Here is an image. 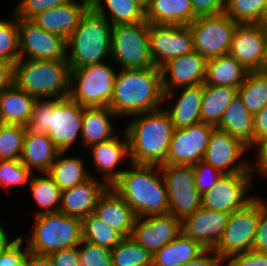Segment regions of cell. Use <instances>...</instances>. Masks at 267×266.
Instances as JSON below:
<instances>
[{"label":"cell","instance_id":"obj_1","mask_svg":"<svg viewBox=\"0 0 267 266\" xmlns=\"http://www.w3.org/2000/svg\"><path fill=\"white\" fill-rule=\"evenodd\" d=\"M164 101L161 68L122 69L116 74L109 107L117 116H132L162 109Z\"/></svg>","mask_w":267,"mask_h":266},{"label":"cell","instance_id":"obj_2","mask_svg":"<svg viewBox=\"0 0 267 266\" xmlns=\"http://www.w3.org/2000/svg\"><path fill=\"white\" fill-rule=\"evenodd\" d=\"M110 186L131 207L137 217L167 214L168 193L158 165L131 163Z\"/></svg>","mask_w":267,"mask_h":266},{"label":"cell","instance_id":"obj_3","mask_svg":"<svg viewBox=\"0 0 267 266\" xmlns=\"http://www.w3.org/2000/svg\"><path fill=\"white\" fill-rule=\"evenodd\" d=\"M132 116L135 119L125 128L131 162L158 166L166 164L174 132L170 116L163 108Z\"/></svg>","mask_w":267,"mask_h":266},{"label":"cell","instance_id":"obj_4","mask_svg":"<svg viewBox=\"0 0 267 266\" xmlns=\"http://www.w3.org/2000/svg\"><path fill=\"white\" fill-rule=\"evenodd\" d=\"M84 107L69 97L64 99H37L33 105L27 130L47 134L61 152L81 135Z\"/></svg>","mask_w":267,"mask_h":266},{"label":"cell","instance_id":"obj_5","mask_svg":"<svg viewBox=\"0 0 267 266\" xmlns=\"http://www.w3.org/2000/svg\"><path fill=\"white\" fill-rule=\"evenodd\" d=\"M14 83L36 99H64L69 96L70 66L67 60L19 59Z\"/></svg>","mask_w":267,"mask_h":266},{"label":"cell","instance_id":"obj_6","mask_svg":"<svg viewBox=\"0 0 267 266\" xmlns=\"http://www.w3.org/2000/svg\"><path fill=\"white\" fill-rule=\"evenodd\" d=\"M112 28L113 25L105 17L90 7L67 41L70 69L101 63L105 57H110Z\"/></svg>","mask_w":267,"mask_h":266},{"label":"cell","instance_id":"obj_7","mask_svg":"<svg viewBox=\"0 0 267 266\" xmlns=\"http://www.w3.org/2000/svg\"><path fill=\"white\" fill-rule=\"evenodd\" d=\"M34 231L28 251L37 255L78 246L82 239V220L61 212L35 215Z\"/></svg>","mask_w":267,"mask_h":266},{"label":"cell","instance_id":"obj_8","mask_svg":"<svg viewBox=\"0 0 267 266\" xmlns=\"http://www.w3.org/2000/svg\"><path fill=\"white\" fill-rule=\"evenodd\" d=\"M116 74L104 62L72 68L68 97L83 107H109Z\"/></svg>","mask_w":267,"mask_h":266},{"label":"cell","instance_id":"obj_9","mask_svg":"<svg viewBox=\"0 0 267 266\" xmlns=\"http://www.w3.org/2000/svg\"><path fill=\"white\" fill-rule=\"evenodd\" d=\"M110 57L122 69L155 66L150 54L149 23L113 25Z\"/></svg>","mask_w":267,"mask_h":266},{"label":"cell","instance_id":"obj_10","mask_svg":"<svg viewBox=\"0 0 267 266\" xmlns=\"http://www.w3.org/2000/svg\"><path fill=\"white\" fill-rule=\"evenodd\" d=\"M261 210L262 199L254 196L244 207L229 215L221 239L213 249L222 260L252 250Z\"/></svg>","mask_w":267,"mask_h":266},{"label":"cell","instance_id":"obj_11","mask_svg":"<svg viewBox=\"0 0 267 266\" xmlns=\"http://www.w3.org/2000/svg\"><path fill=\"white\" fill-rule=\"evenodd\" d=\"M194 48L206 60L227 55L238 23L225 12L205 17H197L191 24Z\"/></svg>","mask_w":267,"mask_h":266},{"label":"cell","instance_id":"obj_12","mask_svg":"<svg viewBox=\"0 0 267 266\" xmlns=\"http://www.w3.org/2000/svg\"><path fill=\"white\" fill-rule=\"evenodd\" d=\"M166 190L169 210L181 221L201 208V194L196 189L194 169L191 165H160Z\"/></svg>","mask_w":267,"mask_h":266},{"label":"cell","instance_id":"obj_13","mask_svg":"<svg viewBox=\"0 0 267 266\" xmlns=\"http://www.w3.org/2000/svg\"><path fill=\"white\" fill-rule=\"evenodd\" d=\"M150 54L156 67L195 50L189 25L149 24Z\"/></svg>","mask_w":267,"mask_h":266},{"label":"cell","instance_id":"obj_14","mask_svg":"<svg viewBox=\"0 0 267 266\" xmlns=\"http://www.w3.org/2000/svg\"><path fill=\"white\" fill-rule=\"evenodd\" d=\"M251 173L224 174L214 187L201 195V207L228 214L244 207L254 198L247 196L252 185Z\"/></svg>","mask_w":267,"mask_h":266},{"label":"cell","instance_id":"obj_15","mask_svg":"<svg viewBox=\"0 0 267 266\" xmlns=\"http://www.w3.org/2000/svg\"><path fill=\"white\" fill-rule=\"evenodd\" d=\"M20 59L67 60V41L32 20L18 19Z\"/></svg>","mask_w":267,"mask_h":266},{"label":"cell","instance_id":"obj_16","mask_svg":"<svg viewBox=\"0 0 267 266\" xmlns=\"http://www.w3.org/2000/svg\"><path fill=\"white\" fill-rule=\"evenodd\" d=\"M214 126L199 122L183 129H174L166 164L195 165L203 161Z\"/></svg>","mask_w":267,"mask_h":266},{"label":"cell","instance_id":"obj_17","mask_svg":"<svg viewBox=\"0 0 267 266\" xmlns=\"http://www.w3.org/2000/svg\"><path fill=\"white\" fill-rule=\"evenodd\" d=\"M248 149L231 134L215 128L210 135L203 161L222 174L252 172L250 163L239 159Z\"/></svg>","mask_w":267,"mask_h":266},{"label":"cell","instance_id":"obj_18","mask_svg":"<svg viewBox=\"0 0 267 266\" xmlns=\"http://www.w3.org/2000/svg\"><path fill=\"white\" fill-rule=\"evenodd\" d=\"M229 54L248 72L266 70V33L263 24H238Z\"/></svg>","mask_w":267,"mask_h":266},{"label":"cell","instance_id":"obj_19","mask_svg":"<svg viewBox=\"0 0 267 266\" xmlns=\"http://www.w3.org/2000/svg\"><path fill=\"white\" fill-rule=\"evenodd\" d=\"M206 65L207 60L195 50L165 63L161 67L164 100L173 97L174 89L204 83Z\"/></svg>","mask_w":267,"mask_h":266},{"label":"cell","instance_id":"obj_20","mask_svg":"<svg viewBox=\"0 0 267 266\" xmlns=\"http://www.w3.org/2000/svg\"><path fill=\"white\" fill-rule=\"evenodd\" d=\"M181 233V220L167 213L137 217L131 237L153 255Z\"/></svg>","mask_w":267,"mask_h":266},{"label":"cell","instance_id":"obj_21","mask_svg":"<svg viewBox=\"0 0 267 266\" xmlns=\"http://www.w3.org/2000/svg\"><path fill=\"white\" fill-rule=\"evenodd\" d=\"M229 215L201 207L181 221L182 233L205 249H214L226 228Z\"/></svg>","mask_w":267,"mask_h":266},{"label":"cell","instance_id":"obj_22","mask_svg":"<svg viewBox=\"0 0 267 266\" xmlns=\"http://www.w3.org/2000/svg\"><path fill=\"white\" fill-rule=\"evenodd\" d=\"M89 8L90 0H81L80 3L71 0L68 3L39 13L31 20L45 31L68 41L77 28L81 17Z\"/></svg>","mask_w":267,"mask_h":266},{"label":"cell","instance_id":"obj_23","mask_svg":"<svg viewBox=\"0 0 267 266\" xmlns=\"http://www.w3.org/2000/svg\"><path fill=\"white\" fill-rule=\"evenodd\" d=\"M108 187L106 181L91 176L73 188L62 191L59 212L82 220L94 212L99 198Z\"/></svg>","mask_w":267,"mask_h":266},{"label":"cell","instance_id":"obj_24","mask_svg":"<svg viewBox=\"0 0 267 266\" xmlns=\"http://www.w3.org/2000/svg\"><path fill=\"white\" fill-rule=\"evenodd\" d=\"M93 214L124 237H131L137 216L110 186L99 198Z\"/></svg>","mask_w":267,"mask_h":266},{"label":"cell","instance_id":"obj_25","mask_svg":"<svg viewBox=\"0 0 267 266\" xmlns=\"http://www.w3.org/2000/svg\"><path fill=\"white\" fill-rule=\"evenodd\" d=\"M123 141L115 135L107 141L96 143L89 148L92 152L93 164L96 170L102 171L105 175L104 181L111 186L116 179L125 171L117 170L119 163L129 156L128 138L125 133ZM106 179V180H105Z\"/></svg>","mask_w":267,"mask_h":266},{"label":"cell","instance_id":"obj_26","mask_svg":"<svg viewBox=\"0 0 267 266\" xmlns=\"http://www.w3.org/2000/svg\"><path fill=\"white\" fill-rule=\"evenodd\" d=\"M61 151L47 134L26 131L20 161L32 172L47 173Z\"/></svg>","mask_w":267,"mask_h":266},{"label":"cell","instance_id":"obj_27","mask_svg":"<svg viewBox=\"0 0 267 266\" xmlns=\"http://www.w3.org/2000/svg\"><path fill=\"white\" fill-rule=\"evenodd\" d=\"M182 89L175 104L164 109L170 116L174 129L187 128L201 122V100L204 83L183 87Z\"/></svg>","mask_w":267,"mask_h":266},{"label":"cell","instance_id":"obj_28","mask_svg":"<svg viewBox=\"0 0 267 266\" xmlns=\"http://www.w3.org/2000/svg\"><path fill=\"white\" fill-rule=\"evenodd\" d=\"M216 128L231 134L248 148L254 147L253 115L238 95L230 102Z\"/></svg>","mask_w":267,"mask_h":266},{"label":"cell","instance_id":"obj_29","mask_svg":"<svg viewBox=\"0 0 267 266\" xmlns=\"http://www.w3.org/2000/svg\"><path fill=\"white\" fill-rule=\"evenodd\" d=\"M196 18L191 0H148L145 11L149 24L189 25Z\"/></svg>","mask_w":267,"mask_h":266},{"label":"cell","instance_id":"obj_30","mask_svg":"<svg viewBox=\"0 0 267 266\" xmlns=\"http://www.w3.org/2000/svg\"><path fill=\"white\" fill-rule=\"evenodd\" d=\"M37 99L15 83L0 93V118L5 124L27 126Z\"/></svg>","mask_w":267,"mask_h":266},{"label":"cell","instance_id":"obj_31","mask_svg":"<svg viewBox=\"0 0 267 266\" xmlns=\"http://www.w3.org/2000/svg\"><path fill=\"white\" fill-rule=\"evenodd\" d=\"M112 116L117 115L110 107H84L81 130L84 145L90 147L116 135L110 121Z\"/></svg>","mask_w":267,"mask_h":266},{"label":"cell","instance_id":"obj_32","mask_svg":"<svg viewBox=\"0 0 267 266\" xmlns=\"http://www.w3.org/2000/svg\"><path fill=\"white\" fill-rule=\"evenodd\" d=\"M248 71L230 54L207 60L205 84L239 88Z\"/></svg>","mask_w":267,"mask_h":266},{"label":"cell","instance_id":"obj_33","mask_svg":"<svg viewBox=\"0 0 267 266\" xmlns=\"http://www.w3.org/2000/svg\"><path fill=\"white\" fill-rule=\"evenodd\" d=\"M204 250L199 242L181 233L152 255V266H182Z\"/></svg>","mask_w":267,"mask_h":266},{"label":"cell","instance_id":"obj_34","mask_svg":"<svg viewBox=\"0 0 267 266\" xmlns=\"http://www.w3.org/2000/svg\"><path fill=\"white\" fill-rule=\"evenodd\" d=\"M237 95L238 88L204 83L201 100V122L216 128L224 111Z\"/></svg>","mask_w":267,"mask_h":266},{"label":"cell","instance_id":"obj_35","mask_svg":"<svg viewBox=\"0 0 267 266\" xmlns=\"http://www.w3.org/2000/svg\"><path fill=\"white\" fill-rule=\"evenodd\" d=\"M90 7L112 25L136 24L146 21L145 11L132 0H90ZM105 7L110 13L109 17L104 10Z\"/></svg>","mask_w":267,"mask_h":266},{"label":"cell","instance_id":"obj_36","mask_svg":"<svg viewBox=\"0 0 267 266\" xmlns=\"http://www.w3.org/2000/svg\"><path fill=\"white\" fill-rule=\"evenodd\" d=\"M65 152H60L55 162L48 170V175L62 190L73 188L93 176L83 167V161L79 157H65Z\"/></svg>","mask_w":267,"mask_h":266},{"label":"cell","instance_id":"obj_37","mask_svg":"<svg viewBox=\"0 0 267 266\" xmlns=\"http://www.w3.org/2000/svg\"><path fill=\"white\" fill-rule=\"evenodd\" d=\"M238 96L247 110L256 114L267 104V71H250L238 88Z\"/></svg>","mask_w":267,"mask_h":266},{"label":"cell","instance_id":"obj_38","mask_svg":"<svg viewBox=\"0 0 267 266\" xmlns=\"http://www.w3.org/2000/svg\"><path fill=\"white\" fill-rule=\"evenodd\" d=\"M44 174L43 177L37 175L36 177L32 176L30 179L33 198L41 208L35 215L59 212L61 205L62 190L48 173Z\"/></svg>","mask_w":267,"mask_h":266},{"label":"cell","instance_id":"obj_39","mask_svg":"<svg viewBox=\"0 0 267 266\" xmlns=\"http://www.w3.org/2000/svg\"><path fill=\"white\" fill-rule=\"evenodd\" d=\"M124 236L93 213L82 219V239L112 250Z\"/></svg>","mask_w":267,"mask_h":266},{"label":"cell","instance_id":"obj_40","mask_svg":"<svg viewBox=\"0 0 267 266\" xmlns=\"http://www.w3.org/2000/svg\"><path fill=\"white\" fill-rule=\"evenodd\" d=\"M112 266H152V254L132 237H124L111 250Z\"/></svg>","mask_w":267,"mask_h":266},{"label":"cell","instance_id":"obj_41","mask_svg":"<svg viewBox=\"0 0 267 266\" xmlns=\"http://www.w3.org/2000/svg\"><path fill=\"white\" fill-rule=\"evenodd\" d=\"M267 0H226L225 13L238 24H260Z\"/></svg>","mask_w":267,"mask_h":266},{"label":"cell","instance_id":"obj_42","mask_svg":"<svg viewBox=\"0 0 267 266\" xmlns=\"http://www.w3.org/2000/svg\"><path fill=\"white\" fill-rule=\"evenodd\" d=\"M27 127L0 124V160H20Z\"/></svg>","mask_w":267,"mask_h":266},{"label":"cell","instance_id":"obj_43","mask_svg":"<svg viewBox=\"0 0 267 266\" xmlns=\"http://www.w3.org/2000/svg\"><path fill=\"white\" fill-rule=\"evenodd\" d=\"M0 19V60L16 63L20 59L18 18Z\"/></svg>","mask_w":267,"mask_h":266},{"label":"cell","instance_id":"obj_44","mask_svg":"<svg viewBox=\"0 0 267 266\" xmlns=\"http://www.w3.org/2000/svg\"><path fill=\"white\" fill-rule=\"evenodd\" d=\"M31 175L32 172L20 160H0V185L4 188L24 184Z\"/></svg>","mask_w":267,"mask_h":266},{"label":"cell","instance_id":"obj_45","mask_svg":"<svg viewBox=\"0 0 267 266\" xmlns=\"http://www.w3.org/2000/svg\"><path fill=\"white\" fill-rule=\"evenodd\" d=\"M81 266H112L111 250L105 247L81 241L78 245Z\"/></svg>","mask_w":267,"mask_h":266},{"label":"cell","instance_id":"obj_46","mask_svg":"<svg viewBox=\"0 0 267 266\" xmlns=\"http://www.w3.org/2000/svg\"><path fill=\"white\" fill-rule=\"evenodd\" d=\"M70 1L71 0H21L15 6L14 16L18 19L31 20L41 12Z\"/></svg>","mask_w":267,"mask_h":266},{"label":"cell","instance_id":"obj_47","mask_svg":"<svg viewBox=\"0 0 267 266\" xmlns=\"http://www.w3.org/2000/svg\"><path fill=\"white\" fill-rule=\"evenodd\" d=\"M193 169L196 189L201 195L214 187L216 182L224 175L204 161H200L193 165Z\"/></svg>","mask_w":267,"mask_h":266},{"label":"cell","instance_id":"obj_48","mask_svg":"<svg viewBox=\"0 0 267 266\" xmlns=\"http://www.w3.org/2000/svg\"><path fill=\"white\" fill-rule=\"evenodd\" d=\"M222 262V266H267V253L252 249L244 253L229 255Z\"/></svg>","mask_w":267,"mask_h":266},{"label":"cell","instance_id":"obj_49","mask_svg":"<svg viewBox=\"0 0 267 266\" xmlns=\"http://www.w3.org/2000/svg\"><path fill=\"white\" fill-rule=\"evenodd\" d=\"M23 237H19L16 242L0 255V266H28V248L21 250Z\"/></svg>","mask_w":267,"mask_h":266},{"label":"cell","instance_id":"obj_50","mask_svg":"<svg viewBox=\"0 0 267 266\" xmlns=\"http://www.w3.org/2000/svg\"><path fill=\"white\" fill-rule=\"evenodd\" d=\"M196 17L218 15L225 11L226 0H191Z\"/></svg>","mask_w":267,"mask_h":266},{"label":"cell","instance_id":"obj_51","mask_svg":"<svg viewBox=\"0 0 267 266\" xmlns=\"http://www.w3.org/2000/svg\"><path fill=\"white\" fill-rule=\"evenodd\" d=\"M252 249L267 253V202L264 200H262V210L259 214Z\"/></svg>","mask_w":267,"mask_h":266},{"label":"cell","instance_id":"obj_52","mask_svg":"<svg viewBox=\"0 0 267 266\" xmlns=\"http://www.w3.org/2000/svg\"><path fill=\"white\" fill-rule=\"evenodd\" d=\"M48 257L51 259L53 266H81L78 246L52 252Z\"/></svg>","mask_w":267,"mask_h":266},{"label":"cell","instance_id":"obj_53","mask_svg":"<svg viewBox=\"0 0 267 266\" xmlns=\"http://www.w3.org/2000/svg\"><path fill=\"white\" fill-rule=\"evenodd\" d=\"M254 147H259L267 140V104L261 111L253 115Z\"/></svg>","mask_w":267,"mask_h":266},{"label":"cell","instance_id":"obj_54","mask_svg":"<svg viewBox=\"0 0 267 266\" xmlns=\"http://www.w3.org/2000/svg\"><path fill=\"white\" fill-rule=\"evenodd\" d=\"M222 264V259L213 249H205L193 260H190L182 266H222Z\"/></svg>","mask_w":267,"mask_h":266},{"label":"cell","instance_id":"obj_55","mask_svg":"<svg viewBox=\"0 0 267 266\" xmlns=\"http://www.w3.org/2000/svg\"><path fill=\"white\" fill-rule=\"evenodd\" d=\"M15 64L0 60V93L14 84Z\"/></svg>","mask_w":267,"mask_h":266},{"label":"cell","instance_id":"obj_56","mask_svg":"<svg viewBox=\"0 0 267 266\" xmlns=\"http://www.w3.org/2000/svg\"><path fill=\"white\" fill-rule=\"evenodd\" d=\"M256 164H253V168L260 172V175L267 176V140L258 147Z\"/></svg>","mask_w":267,"mask_h":266},{"label":"cell","instance_id":"obj_57","mask_svg":"<svg viewBox=\"0 0 267 266\" xmlns=\"http://www.w3.org/2000/svg\"><path fill=\"white\" fill-rule=\"evenodd\" d=\"M28 266H53V263L48 255H37L29 252Z\"/></svg>","mask_w":267,"mask_h":266},{"label":"cell","instance_id":"obj_58","mask_svg":"<svg viewBox=\"0 0 267 266\" xmlns=\"http://www.w3.org/2000/svg\"><path fill=\"white\" fill-rule=\"evenodd\" d=\"M8 238L9 236L7 235L3 226L0 224V255H2L8 248H10L19 238V236L12 241H9Z\"/></svg>","mask_w":267,"mask_h":266},{"label":"cell","instance_id":"obj_59","mask_svg":"<svg viewBox=\"0 0 267 266\" xmlns=\"http://www.w3.org/2000/svg\"><path fill=\"white\" fill-rule=\"evenodd\" d=\"M136 4H138L144 11L147 10L148 0H132Z\"/></svg>","mask_w":267,"mask_h":266},{"label":"cell","instance_id":"obj_60","mask_svg":"<svg viewBox=\"0 0 267 266\" xmlns=\"http://www.w3.org/2000/svg\"><path fill=\"white\" fill-rule=\"evenodd\" d=\"M265 26V33H266V71H267V25Z\"/></svg>","mask_w":267,"mask_h":266},{"label":"cell","instance_id":"obj_61","mask_svg":"<svg viewBox=\"0 0 267 266\" xmlns=\"http://www.w3.org/2000/svg\"><path fill=\"white\" fill-rule=\"evenodd\" d=\"M261 24H263V25H267V9H266V12H265V15H264V18H263Z\"/></svg>","mask_w":267,"mask_h":266}]
</instances>
